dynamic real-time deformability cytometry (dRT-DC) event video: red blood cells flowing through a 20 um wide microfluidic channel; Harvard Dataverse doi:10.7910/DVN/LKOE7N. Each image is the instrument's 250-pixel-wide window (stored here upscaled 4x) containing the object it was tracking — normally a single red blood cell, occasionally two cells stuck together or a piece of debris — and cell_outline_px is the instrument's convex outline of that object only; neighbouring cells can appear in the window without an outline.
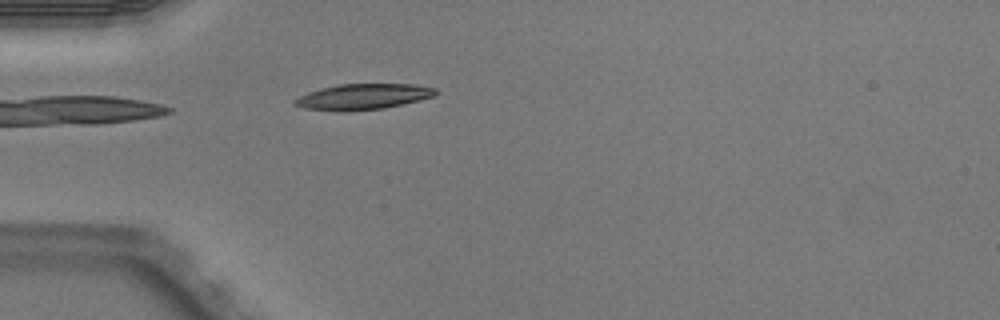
{"species": "Egyptian fruit bat (a non-hibernating species)", "species_latin": "Rousettus aegyptiacus", "temperature_condition": "warm", "stored_images_in_passage": 3, "camera_frame_rate_fps": 3000, "um_per_image_px": 0.085, "animal": {"sex": "male"}, "frame": {"image": 1, "passage_image": 3, "time_ms": 0.667, "image_size_px": [1000, 320], "cell_outline_px": [[440, 92], [436, 96], [420, 100], [384, 108], [352, 112], [336, 112], [304, 108], [292, 104], [292, 100], [308, 92], [320, 88], [340, 84], [412, 84], [436, 88]], "centroid_in_image_um": [30.85, 8.23], "position_along_channel_um": 54.2, "area_um2": 21.56}}